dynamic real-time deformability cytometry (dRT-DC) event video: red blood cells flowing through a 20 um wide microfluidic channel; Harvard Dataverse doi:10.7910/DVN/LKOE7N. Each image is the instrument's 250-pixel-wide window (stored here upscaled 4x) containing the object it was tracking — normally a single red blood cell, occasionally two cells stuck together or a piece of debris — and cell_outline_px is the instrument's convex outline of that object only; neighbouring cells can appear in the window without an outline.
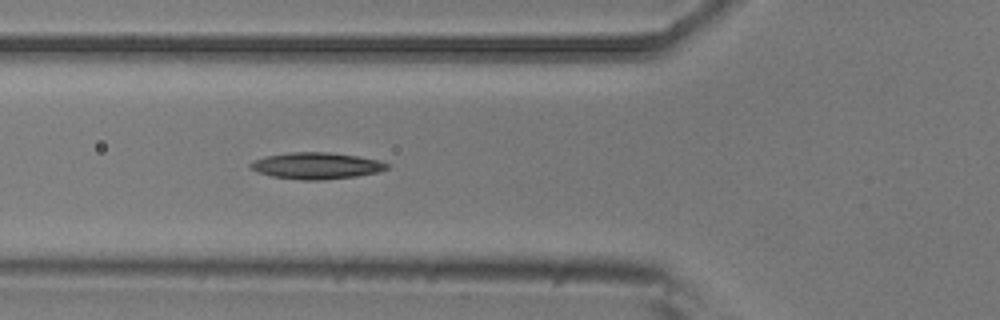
{"species": "common noctule bat (a hibernating species)", "species_latin": "Nyctalus noctula", "temperature_condition": "room temperature", "stored_images_in_passage": 5, "camera_frame_rate_fps": 3000, "um_per_image_px": 0.085, "animal": {"sex": "male", "body_mass_g": 20.5, "forearm_length_mm": 52.5}, "frame": {"image": 1, "passage_image": 5, "time_ms": 1.333, "image_size_px": [1000, 320], "cell_outline_px": [[388, 168], [380, 172], [356, 176], [320, 180], [300, 180], [272, 176], [256, 172], [248, 168], [248, 164], [252, 160], [268, 156], [292, 152], [328, 152], [356, 156], [380, 160], [388, 164]], "centroid_in_image_um": [26.86, 14.09], "position_along_channel_um": 98.9, "area_um2": 21.15}}